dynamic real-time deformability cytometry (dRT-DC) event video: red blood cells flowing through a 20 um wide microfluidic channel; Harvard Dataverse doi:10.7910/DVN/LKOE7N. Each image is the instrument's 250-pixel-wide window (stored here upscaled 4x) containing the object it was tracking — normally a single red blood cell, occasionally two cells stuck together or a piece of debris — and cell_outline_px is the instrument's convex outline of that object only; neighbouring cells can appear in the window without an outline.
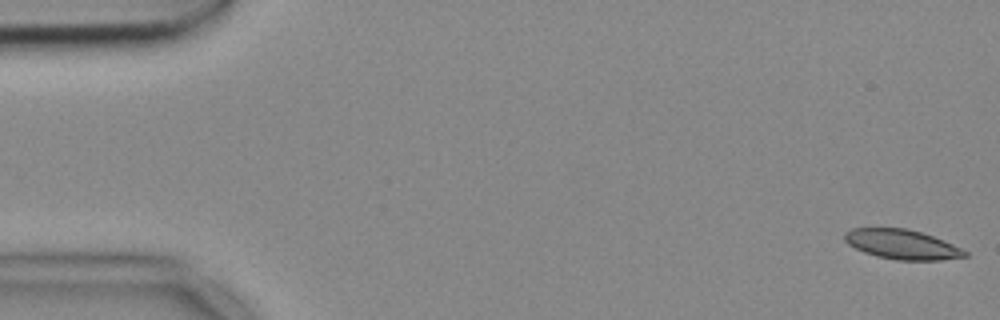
{"species": "common noctule bat (a hibernating species)", "species_latin": "Nyctalus noctula", "temperature_condition": "cold", "stored_images_in_passage": 55, "camera_frame_rate_fps": 3000, "um_per_image_px": 0.085, "animal": {"sex": "female", "body_mass_g": 18.4}, "frame": {"image": 1, "passage_image": 1, "time_ms": 0.0, "image_size_px": [1000, 320], "cell_outline_px": [[968, 256], [940, 260], [896, 260], [876, 256], [864, 252], [848, 244], [844, 240], [844, 232], [852, 228], [908, 228], [944, 240], [968, 252]], "centroid_in_image_um": [76.65, 20.77], "position_along_channel_um": 8.3, "area_um2": 20.75}}
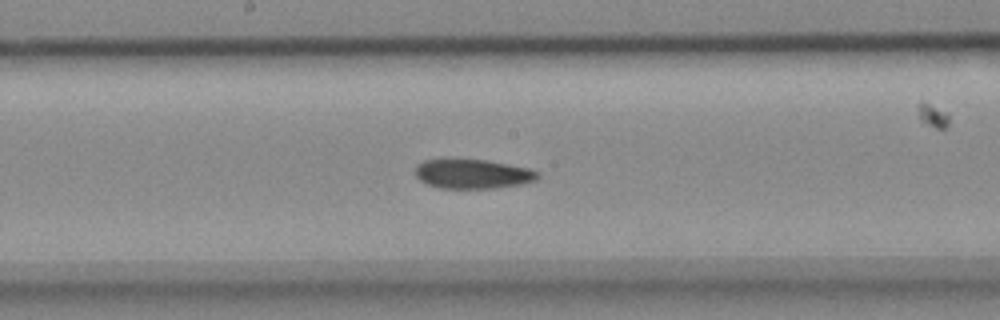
{"frame": {"image": 2, "passage_image": 28, "time_ms": 9.0, "image_size_px": [1000, 320], "cell_outline_px": [[540, 176], [536, 180], [520, 184], [496, 188], [440, 188], [428, 184], [420, 180], [416, 176], [416, 164], [424, 160], [448, 156], [488, 160], [528, 168], [540, 172]], "centroid_in_image_um": [40.13, 14.73], "position_along_channel_um": 208.1, "area_um2": 21.73}}
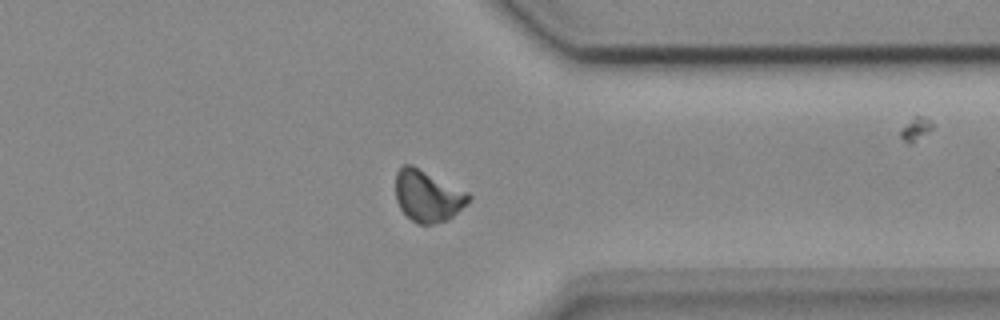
{"frame": {"image": 3, "passage_image": 42, "time_ms": 13.667, "image_size_px": [1000, 320], "cell_outline_px": [[472, 200], [468, 204], [448, 220], [432, 224], [416, 224], [400, 208], [396, 200], [396, 172], [404, 164], [412, 164], [468, 192], [472, 196]], "centroid_in_image_um": [36.38, 16.66], "position_along_channel_um": 375.0, "area_um2": 22.08}, "authors_computed_cell_mechanics": {"area_um2": 21.6172, "velocity_mm_per_s": 3.6757, "shape_relaxation_time_tau1_ms": null, "shape_relaxation_time_tau2_ms": 8.2297, "deformation_change_tau1": null, "deformation_change_tau2": 0.1432}}